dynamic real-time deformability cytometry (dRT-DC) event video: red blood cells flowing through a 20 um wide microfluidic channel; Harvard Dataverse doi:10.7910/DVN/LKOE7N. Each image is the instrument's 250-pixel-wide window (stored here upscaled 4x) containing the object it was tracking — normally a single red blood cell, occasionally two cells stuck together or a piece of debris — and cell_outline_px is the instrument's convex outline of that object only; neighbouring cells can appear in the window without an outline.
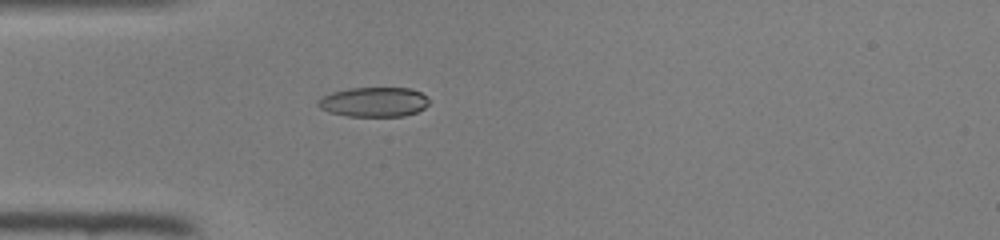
{"species": "common noctule bat (a hibernating species)", "species_latin": "Nyctalus noctula", "temperature_condition": "room temperature", "stored_images_in_passage": 37, "camera_frame_rate_fps": 3000, "um_per_image_px": 0.085, "animal": {"sex": "female", "body_mass_g": 22.0, "forearm_length_mm": 56.7}, "frame": {"image": 1, "passage_image": 4, "time_ms": 1.0, "image_size_px": [1000, 240], "cell_outline_px": [[428, 104], [424, 108], [416, 112], [404, 116], [348, 116], [328, 112], [320, 108], [316, 104], [316, 100], [332, 92], [348, 88], [412, 88], [420, 92], [428, 100]], "centroid_in_image_um": [31.74, 8.67], "position_along_channel_um": 53.3, "area_um2": 19.19}}
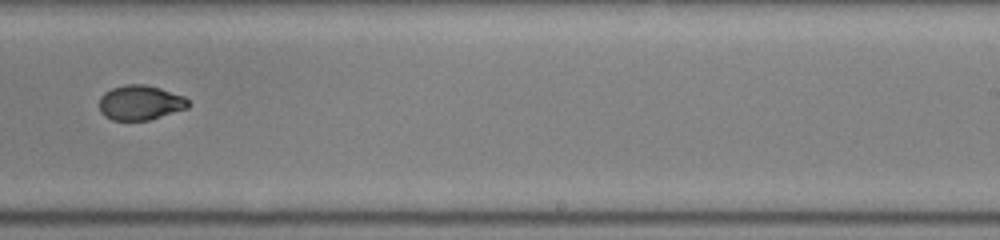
{"frame": {"image": 2, "passage_image": 20, "time_ms": 6.333, "image_size_px": [1000, 240], "cell_outline_px": [[192, 104], [188, 108], [148, 120], [112, 120], [104, 116], [100, 112], [100, 96], [104, 92], [112, 88], [124, 84], [144, 84], [160, 88], [184, 96]], "centroid_in_image_um": [11.92, 8.72], "position_along_channel_um": 277.1, "area_um2": 18.15}}
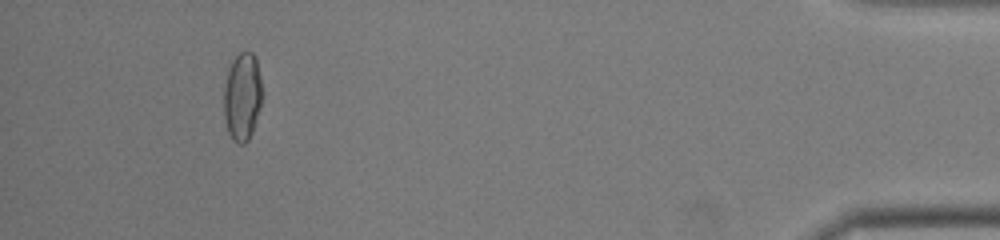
{"frame": {"image": 3, "passage_image": 34, "time_ms": 11.0, "image_size_px": [1000, 240], "cell_outline_px": [[264, 96], [252, 132], [248, 140], [244, 144], [240, 144], [232, 140], [228, 132], [224, 120], [224, 84], [228, 68], [232, 60], [240, 52], [252, 52], [256, 56]], "centroid_in_image_um": [20.61, 8.21], "position_along_channel_um": 414.6, "area_um2": 20.11}}